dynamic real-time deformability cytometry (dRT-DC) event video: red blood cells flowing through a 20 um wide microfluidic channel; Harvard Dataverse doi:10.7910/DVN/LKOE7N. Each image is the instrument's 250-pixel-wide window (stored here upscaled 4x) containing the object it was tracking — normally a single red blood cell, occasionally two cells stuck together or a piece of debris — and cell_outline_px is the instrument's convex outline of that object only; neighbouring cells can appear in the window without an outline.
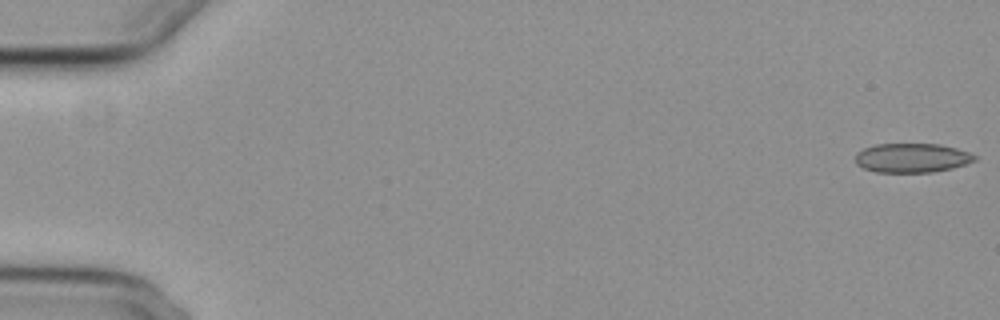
{"species": "common noctule bat (a hibernating species)", "species_latin": "Nyctalus noctula", "temperature_condition": "cold", "stored_images_in_passage": 5, "camera_frame_rate_fps": 3000, "um_per_image_px": 0.085, "animal": {"sex": "female", "body_mass_g": 29.2, "forearm_length_mm": 56.3}, "frame": {"image": 1, "passage_image": 1, "time_ms": 0.0, "image_size_px": [1000, 320], "cell_outline_px": [[976, 160], [952, 168], [932, 172], [876, 172], [864, 168], [856, 164], [856, 152], [864, 148], [876, 144], [940, 144], [956, 148], [968, 152], [976, 156]], "centroid_in_image_um": [77.5, 13.42], "position_along_channel_um": 7.5, "area_um2": 20.23}}
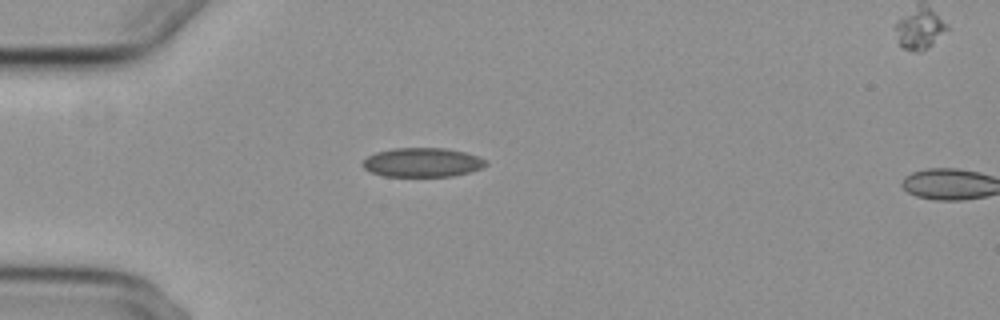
{"frame": {"image": 2, "passage_image": 4, "time_ms": 5.0, "image_size_px": [1000, 320], "cell_outline_px": [[488, 164], [480, 168], [468, 172], [452, 176], [384, 176], [372, 172], [364, 168], [360, 164], [368, 156], [376, 152], [392, 148], [444, 148], [464, 152], [488, 160]], "centroid_in_image_um": [35.88, 13.8], "position_along_channel_um": 49.1, "area_um2": 20.81}}